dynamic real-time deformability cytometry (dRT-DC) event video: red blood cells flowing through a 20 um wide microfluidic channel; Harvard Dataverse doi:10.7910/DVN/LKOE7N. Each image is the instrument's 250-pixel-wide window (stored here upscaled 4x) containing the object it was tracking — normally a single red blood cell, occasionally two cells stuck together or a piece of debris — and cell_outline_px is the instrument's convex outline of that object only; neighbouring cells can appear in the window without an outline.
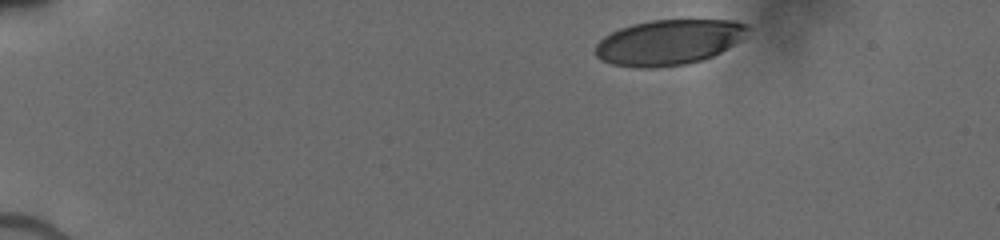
{"species": "human", "species_latin": "Homo sapiens", "temperature_condition": "cold", "stored_images_in_passage": 40, "camera_frame_rate_fps": 3000, "um_per_image_px": 0.085, "donor": {"sex": "male"}, "frame": {"image": 1, "passage_image": 1, "time_ms": 0.0, "image_size_px": [1000, 240], "cell_outline_px": [[748, 28], [740, 40], [720, 52], [712, 56], [700, 60], [684, 64], [656, 68], [640, 68], [612, 64], [596, 56], [596, 44], [604, 36], [620, 28], [632, 24], [652, 20], [732, 20], [744, 24]], "centroid_in_image_um": [56.8, 3.59], "position_along_channel_um": 28.2, "area_um2": 39.77}}
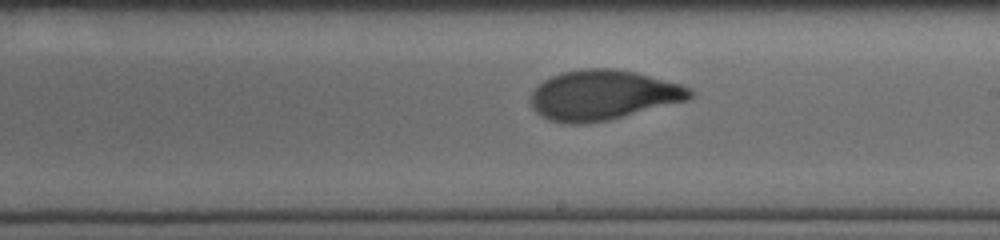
{"frame": {"image": 2, "passage_image": 22, "time_ms": 7.667, "image_size_px": [1000, 240], "cell_outline_px": [[696, 92], [688, 100], [608, 120], [588, 124], [568, 124], [548, 120], [540, 116], [532, 108], [532, 92], [544, 80], [560, 72], [584, 68], [616, 68], [636, 72], [680, 84], [692, 88]], "centroid_in_image_um": [51.26, 8.08], "position_along_channel_um": 237.7, "area_um2": 46.53}}
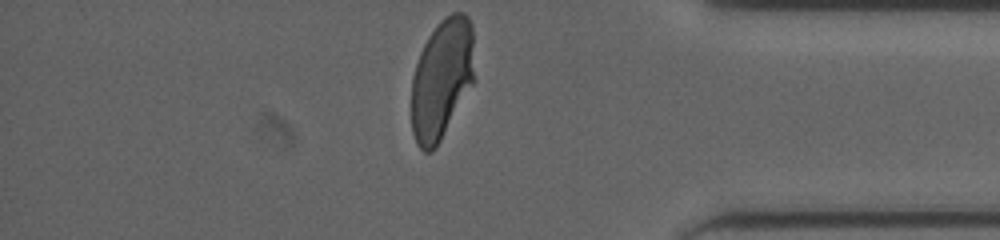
{"frame": {"image": 3, "passage_image": 39, "time_ms": 12.0, "image_size_px": [1000, 240], "cell_outline_px": [[472, 84], [436, 148], [432, 152], [424, 152], [416, 144], [412, 132], [412, 76], [420, 52], [428, 36], [436, 24], [444, 16], [452, 12], [464, 12], [468, 16], [472, 24]], "centroid_in_image_um": [37.51, 6.71], "position_along_channel_um": 397.7, "area_um2": 43.87}}